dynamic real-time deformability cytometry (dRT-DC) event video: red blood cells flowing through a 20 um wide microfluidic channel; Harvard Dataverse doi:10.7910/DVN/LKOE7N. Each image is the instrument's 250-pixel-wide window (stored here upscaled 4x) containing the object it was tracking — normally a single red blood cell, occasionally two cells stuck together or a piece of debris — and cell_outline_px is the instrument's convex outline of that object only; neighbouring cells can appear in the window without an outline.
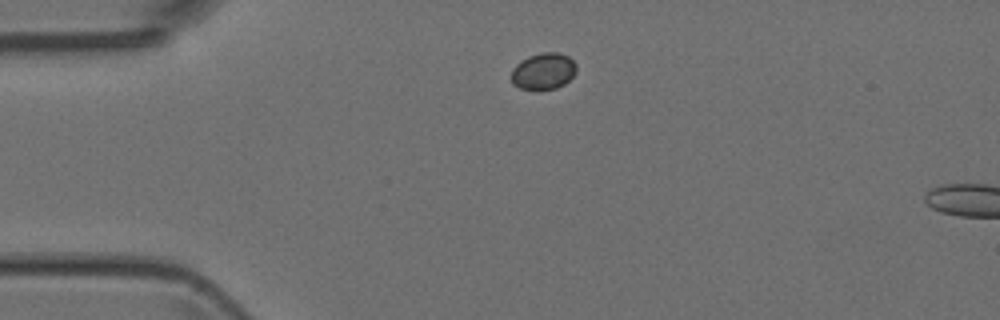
{"species": "Egyptian fruit bat (a non-hibernating species)", "species_latin": "Rousettus aegyptiacus", "temperature_condition": "room temperature", "stored_images_in_passage": 6, "camera_frame_rate_fps": 3000, "um_per_image_px": 0.085, "animal": {"sex": "female"}, "frame": {"image": 1, "passage_image": 1, "time_ms": 0.0, "image_size_px": [1000, 320], "cell_outline_px": [[576, 72], [564, 84], [556, 88], [540, 92], [520, 88], [512, 84], [512, 68], [520, 60], [528, 56], [544, 52], [560, 52], [568, 56], [576, 64]], "centroid_in_image_um": [46.17, 6.07], "position_along_channel_um": 38.8, "area_um2": 14.22}}
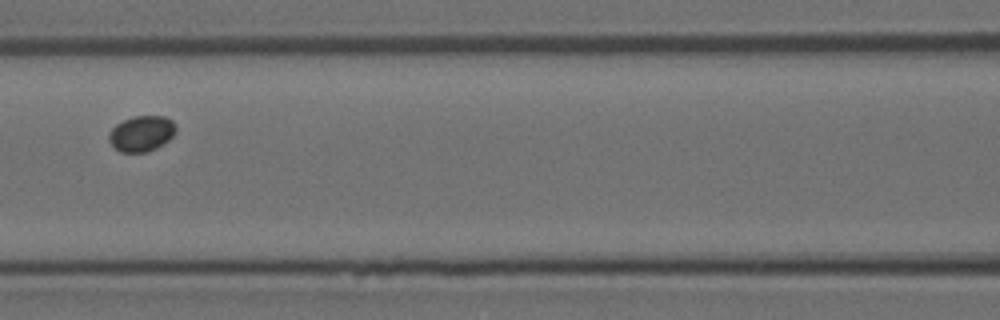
{"frame": {"image": 2, "passage_image": 4, "time_ms": 3.667, "image_size_px": [1000, 320], "cell_outline_px": [[176, 132], [164, 144], [148, 152], [120, 152], [108, 140], [108, 132], [116, 124], [132, 116], [164, 116], [172, 120], [176, 124]], "centroid_in_image_um": [12.04, 11.34], "position_along_channel_um": 154.6, "area_um2": 14.05}}
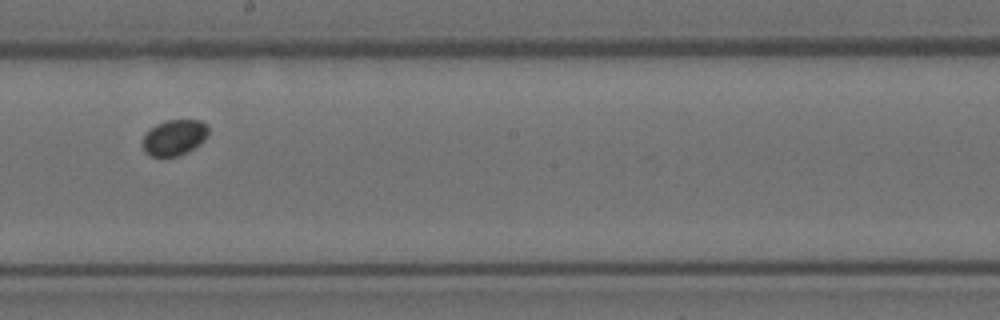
{"frame": {"image": 3, "passage_image": 6, "time_ms": 5.667, "image_size_px": [1000, 320], "cell_outline_px": [[208, 132], [204, 140], [200, 144], [188, 152], [176, 156], [152, 156], [144, 152], [140, 144], [144, 136], [156, 124], [168, 120], [200, 120], [208, 124]], "centroid_in_image_um": [14.81, 11.69], "position_along_channel_um": 233.4, "area_um2": 13.76}}